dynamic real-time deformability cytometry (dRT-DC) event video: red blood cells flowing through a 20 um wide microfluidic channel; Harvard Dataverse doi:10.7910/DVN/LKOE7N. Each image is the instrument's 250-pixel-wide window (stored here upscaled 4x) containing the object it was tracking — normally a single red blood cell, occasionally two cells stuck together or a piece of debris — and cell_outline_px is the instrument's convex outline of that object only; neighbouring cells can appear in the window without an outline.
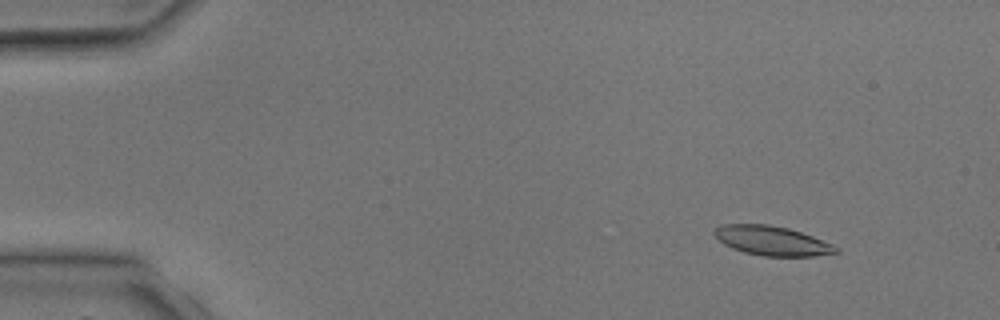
{"species": "common noctule bat (a hibernating species)", "species_latin": "Nyctalus noctula", "temperature_condition": "room temperature", "stored_images_in_passage": 4, "segment_of_instrument_passage": [1, 2], "camera_frame_rate_fps": 3000, "um_per_image_px": 0.085, "animal": {"sex": "male", "body_mass_g": 17.9, "forearm_length_mm": 54.2}, "frame": {"image": 1, "passage_image": 1, "time_ms": 0.0, "image_size_px": [1000, 320], "cell_outline_px": [[840, 252], [816, 256], [764, 256], [744, 252], [732, 248], [724, 244], [712, 232], [716, 228], [724, 224], [768, 224], [788, 228], [812, 236], [832, 244], [840, 248]], "centroid_in_image_um": [65.64, 20.47], "position_along_channel_um": 19.4, "area_um2": 20.75}}
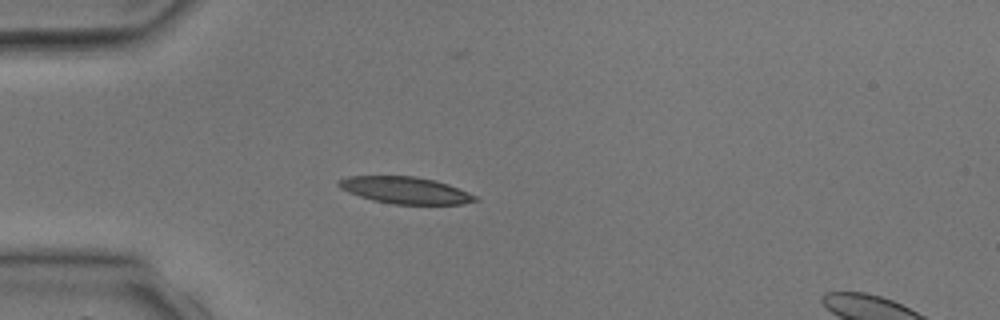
{"frame": {"image": 2, "passage_image": 3, "time_ms": 2.333, "image_size_px": [1000, 320], "cell_outline_px": [[480, 200], [464, 204], [392, 204], [372, 200], [348, 192], [340, 188], [336, 184], [336, 180], [348, 176], [416, 176], [436, 180], [448, 184], [468, 192], [476, 196]], "centroid_in_image_um": [34.44, 16.17], "position_along_channel_um": 50.6, "area_um2": 21.5}}